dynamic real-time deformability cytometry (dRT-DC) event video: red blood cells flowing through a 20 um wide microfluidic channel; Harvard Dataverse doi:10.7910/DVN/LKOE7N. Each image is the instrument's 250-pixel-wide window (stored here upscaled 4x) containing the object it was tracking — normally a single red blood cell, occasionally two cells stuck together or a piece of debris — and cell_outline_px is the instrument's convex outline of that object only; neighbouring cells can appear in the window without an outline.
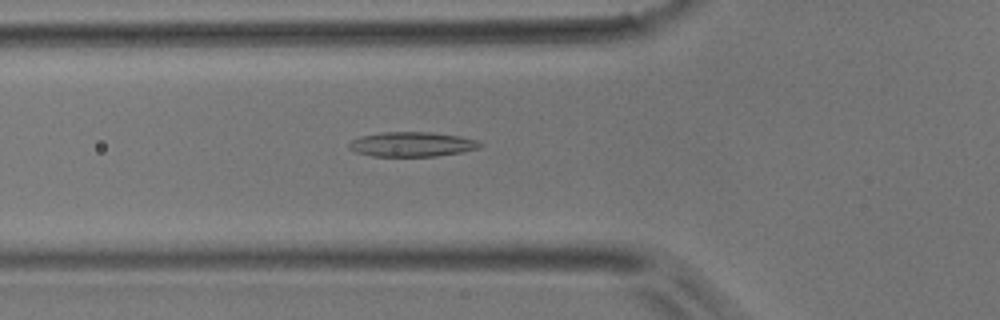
{"species": "common noctule bat (a hibernating species)", "species_latin": "Nyctalus noctula", "temperature_condition": "room temperature", "stored_images_in_passage": 45, "camera_frame_rate_fps": 3000, "um_per_image_px": 0.085, "animal": {"sex": "male", "body_mass_g": 17.9}, "frame": {"image": 1, "passage_image": 11, "time_ms": 3.333, "image_size_px": [1000, 320], "cell_outline_px": [[484, 144], [480, 148], [460, 152], [436, 156], [372, 156], [356, 152], [348, 148], [348, 144], [352, 140], [360, 136], [384, 132], [428, 132], [460, 136], [476, 140]], "centroid_in_image_um": [35.01, 12.26], "position_along_channel_um": 90.8, "area_um2": 18.79}}
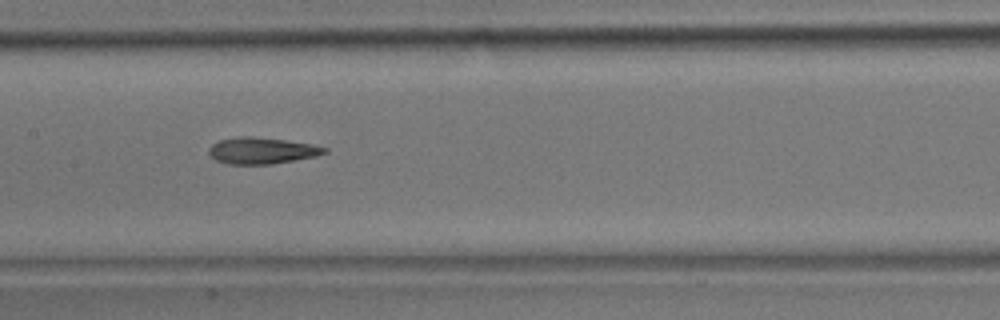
{"frame": {"image": 2, "passage_image": 18, "time_ms": 5.667, "image_size_px": [1000, 320], "cell_outline_px": [[328, 152], [316, 156], [272, 164], [228, 164], [216, 160], [208, 152], [208, 148], [212, 144], [220, 140], [240, 136], [252, 136], [284, 140], [312, 144], [328, 148]], "centroid_in_image_um": [22.26, 12.8], "position_along_channel_um": 185.1, "area_um2": 17.74}}
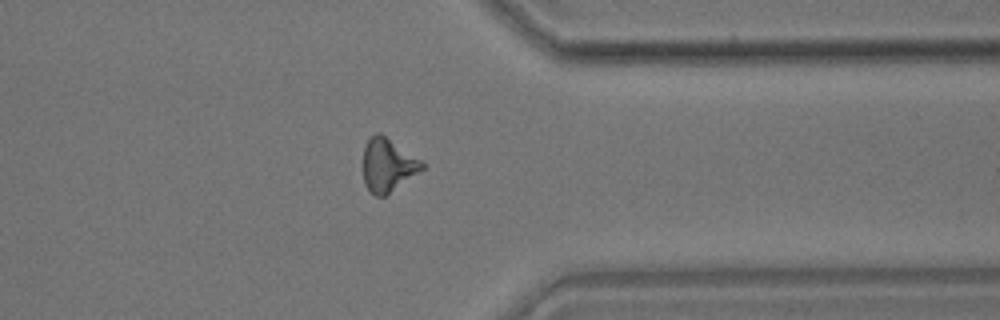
{"frame": {"image": 3, "passage_image": 33, "time_ms": 10.667, "image_size_px": [1000, 320], "cell_outline_px": [[424, 168], [384, 196], [376, 196], [364, 184], [364, 148], [368, 140], [376, 132], [380, 132], [420, 160], [424, 164]], "centroid_in_image_um": [32.94, 14.02], "position_along_channel_um": 378.5, "area_um2": 17.69}}